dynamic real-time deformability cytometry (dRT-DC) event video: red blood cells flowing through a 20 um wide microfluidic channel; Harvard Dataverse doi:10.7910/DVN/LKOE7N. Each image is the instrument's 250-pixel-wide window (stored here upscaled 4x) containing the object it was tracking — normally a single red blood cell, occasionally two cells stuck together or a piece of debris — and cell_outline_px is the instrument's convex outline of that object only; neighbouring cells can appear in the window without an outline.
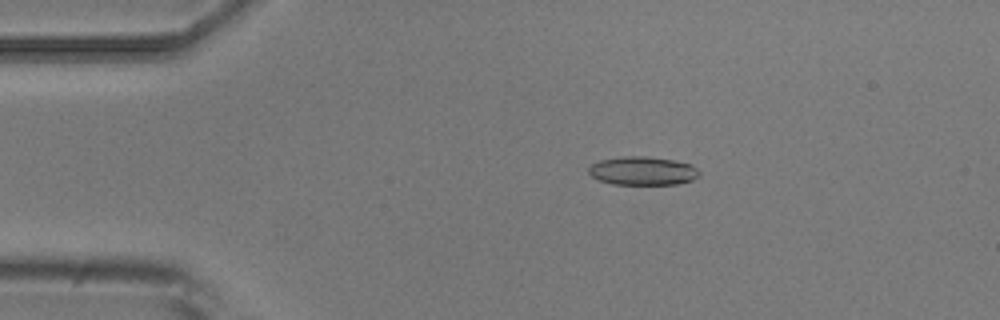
{"species": "common noctule bat (a hibernating species)", "species_latin": "Nyctalus noctula", "temperature_condition": "room temperature", "stored_images_in_passage": 3, "camera_frame_rate_fps": 3000, "um_per_image_px": 0.085, "animal": {"sex": "male", "body_mass_g": 20.5, "forearm_length_mm": 52.5}, "frame": {"image": 1, "passage_image": 2, "time_ms": 1.333, "image_size_px": [1000, 320], "cell_outline_px": [[700, 176], [692, 180], [676, 184], [612, 184], [600, 180], [592, 176], [588, 172], [588, 168], [592, 164], [600, 160], [620, 156], [648, 156], [672, 160], [692, 164], [700, 172]], "centroid_in_image_um": [54.64, 14.51], "position_along_channel_um": 30.4, "area_um2": 18.44}}